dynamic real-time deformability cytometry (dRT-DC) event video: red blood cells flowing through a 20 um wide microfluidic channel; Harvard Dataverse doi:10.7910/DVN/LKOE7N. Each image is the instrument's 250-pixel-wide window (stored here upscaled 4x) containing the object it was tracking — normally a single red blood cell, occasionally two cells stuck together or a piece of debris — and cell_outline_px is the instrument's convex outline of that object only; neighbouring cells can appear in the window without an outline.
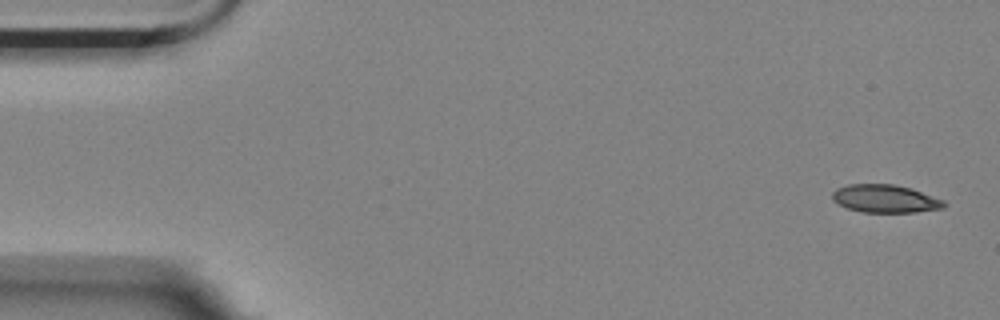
{"species": "Egyptian fruit bat (a non-hibernating species)", "species_latin": "Rousettus aegyptiacus", "temperature_condition": "room temperature", "stored_images_in_passage": 5, "segment_of_instrument_passage": [1, 2], "camera_frame_rate_fps": 3000, "um_per_image_px": 0.085, "animal": {"sex": "female"}, "frame": {"image": 1, "passage_image": 1, "time_ms": 0.0, "image_size_px": [1000, 320], "cell_outline_px": [[948, 204], [944, 208], [916, 212], [864, 212], [848, 208], [832, 200], [832, 192], [836, 188], [848, 184], [892, 184], [912, 188], [944, 200]], "centroid_in_image_um": [75.27, 16.88], "position_along_channel_um": 9.7, "area_um2": 18.26}}